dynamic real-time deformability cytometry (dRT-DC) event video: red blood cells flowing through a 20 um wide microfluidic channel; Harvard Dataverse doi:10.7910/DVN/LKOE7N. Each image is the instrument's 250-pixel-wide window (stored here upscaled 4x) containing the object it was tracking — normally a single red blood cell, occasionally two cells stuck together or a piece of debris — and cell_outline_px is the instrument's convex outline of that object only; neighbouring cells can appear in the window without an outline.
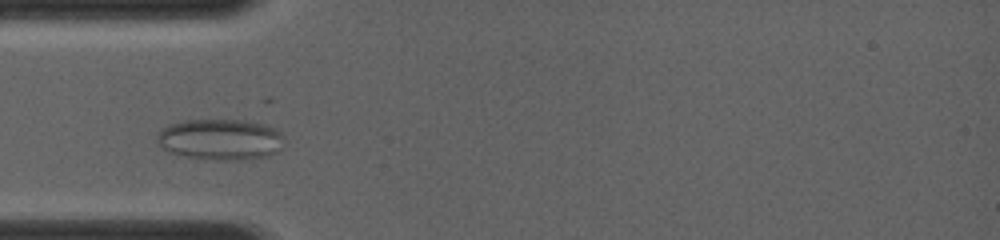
{"species": "common noctule bat (a hibernating species)", "species_latin": "Nyctalus noctula", "temperature_condition": "room temperature", "stored_images_in_passage": 40, "camera_frame_rate_fps": 4000, "um_per_image_px": 0.085, "animal": {"sex": "female", "body_mass_g": 19.0, "forearm_length_mm": 56.7}, "frame": {"image": 1, "passage_image": 6, "time_ms": 1.25, "image_size_px": [1000, 240], "cell_outline_px": [[284, 136], [276, 152], [268, 156], [240, 160], [216, 160], [184, 156], [168, 152], [160, 148], [156, 144], [156, 136], [168, 124], [184, 120], [244, 120], [268, 124], [280, 132]], "centroid_in_image_um": [18.69, 11.85], "position_along_channel_um": 66.3, "area_um2": 30.63}}
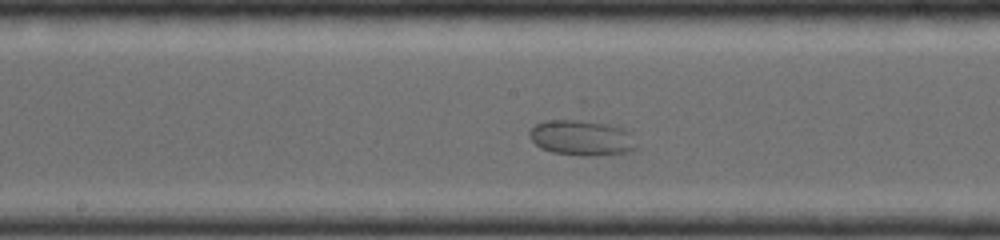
{"frame": {"image": 2, "passage_image": 18, "time_ms": 4.25, "image_size_px": [1000, 240], "cell_outline_px": [[636, 148], [628, 152], [596, 156], [580, 156], [552, 152], [540, 148], [528, 136], [528, 132], [536, 124], [544, 120], [576, 120], [604, 124], [624, 128], [632, 132], [636, 144]], "centroid_in_image_um": [49.45, 11.73], "position_along_channel_um": 198.8, "area_um2": 22.2}}
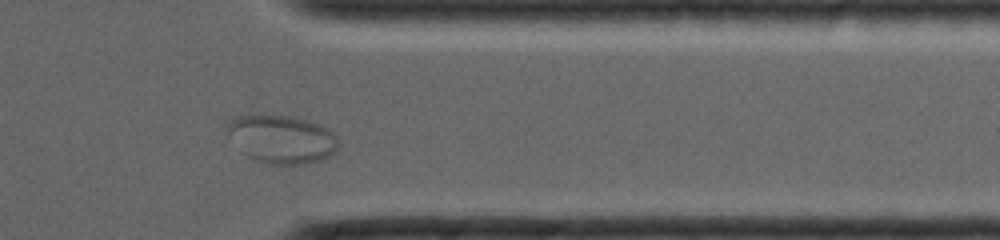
{"frame": {"image": 3, "passage_image": 35, "time_ms": 8.5, "image_size_px": [1000, 240], "cell_outline_px": [[340, 144], [336, 152], [320, 160], [308, 164], [272, 164], [248, 156], [240, 152], [228, 132], [228, 124], [248, 104], [308, 120], [320, 124], [328, 128], [336, 136]], "centroid_in_image_um": [23.87, 11.66], "position_along_channel_um": 387.5, "area_um2": 33.41}}